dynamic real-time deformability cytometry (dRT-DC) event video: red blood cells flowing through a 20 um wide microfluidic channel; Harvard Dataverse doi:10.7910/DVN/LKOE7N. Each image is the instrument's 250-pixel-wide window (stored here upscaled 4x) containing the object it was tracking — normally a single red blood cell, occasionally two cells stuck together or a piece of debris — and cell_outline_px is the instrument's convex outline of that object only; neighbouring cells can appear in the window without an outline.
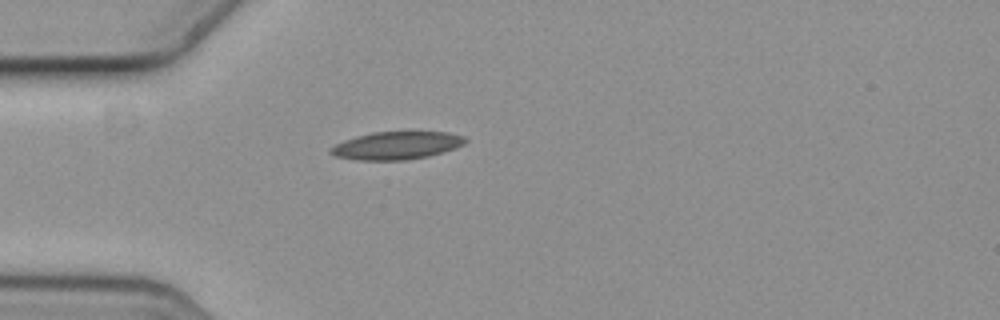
{"species": "common noctule bat (a hibernating species)", "species_latin": "Nyctalus noctula", "temperature_condition": "cold", "stored_images_in_passage": 5, "camera_frame_rate_fps": 3000, "um_per_image_px": 0.085, "animal": {"sex": "female", "body_mass_g": 19.3, "forearm_length_mm": 54.1}, "frame": {"image": 1, "passage_image": 5, "time_ms": 1.333, "image_size_px": [1000, 320], "cell_outline_px": [[468, 140], [464, 144], [456, 148], [444, 152], [428, 156], [404, 160], [356, 160], [336, 156], [328, 152], [328, 148], [344, 140], [356, 136], [372, 132], [448, 132], [464, 136]], "centroid_in_image_um": [33.71, 12.37], "position_along_channel_um": 51.3, "area_um2": 21.91}}